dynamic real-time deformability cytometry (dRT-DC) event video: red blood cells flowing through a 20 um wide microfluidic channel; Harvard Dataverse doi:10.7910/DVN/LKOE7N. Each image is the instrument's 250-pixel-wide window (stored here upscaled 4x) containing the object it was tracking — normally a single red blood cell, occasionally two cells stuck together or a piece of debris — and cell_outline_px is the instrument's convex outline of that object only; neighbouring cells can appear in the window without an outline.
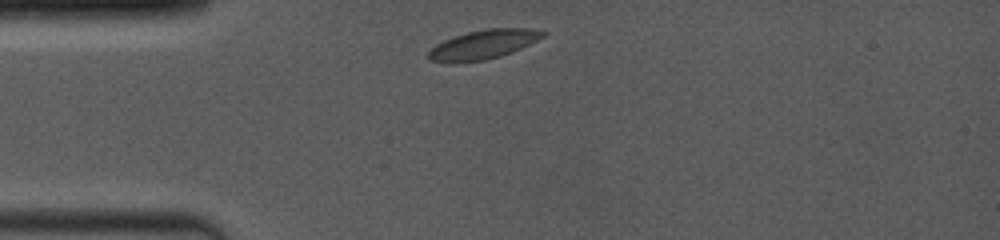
{"species": "common noctule bat (a hibernating species)", "species_latin": "Nyctalus noctula", "temperature_condition": "room temperature", "stored_images_in_passage": 30, "camera_frame_rate_fps": 4000, "um_per_image_px": 0.085, "animal": {"sex": "female", "body_mass_g": 19.0, "forearm_length_mm": 53.3}, "frame": {"image": 1, "passage_image": 1, "time_ms": 0.0, "image_size_px": [1000, 240], "cell_outline_px": [[548, 32], [544, 36], [512, 52], [500, 56], [484, 60], [460, 64], [448, 64], [428, 60], [428, 52], [436, 44], [452, 36], [468, 32], [488, 28], [532, 28]], "centroid_in_image_um": [41.02, 3.8], "position_along_channel_um": 44.0, "area_um2": 19.77}}
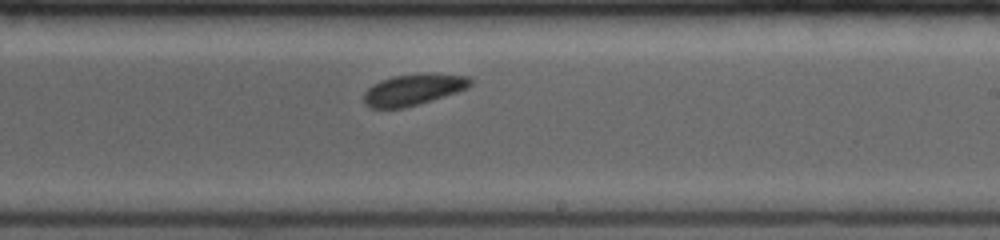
{"frame": {"image": 2, "passage_image": 18, "time_ms": 5.75, "image_size_px": [1000, 240], "cell_outline_px": [[472, 84], [468, 88], [456, 92], [404, 108], [372, 108], [364, 104], [364, 92], [372, 84], [380, 80], [392, 76], [468, 76], [472, 80]], "centroid_in_image_um": [35.04, 7.67], "position_along_channel_um": 254.0, "area_um2": 18.38}}
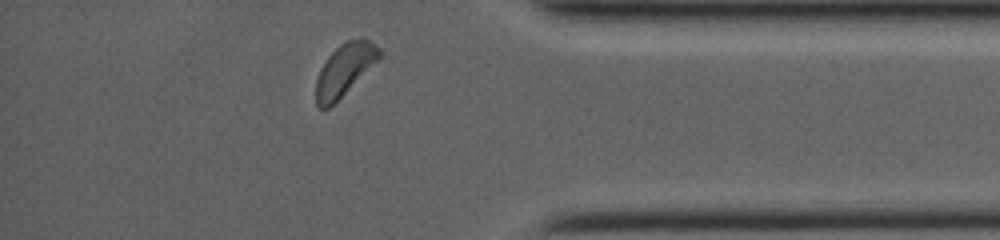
{"frame": {"image": 3, "passage_image": 30, "time_ms": 9.75, "image_size_px": [1000, 240], "cell_outline_px": [[384, 56], [380, 60], [328, 108], [320, 108], [316, 104], [316, 80], [320, 68], [328, 56], [340, 44], [348, 40], [368, 40], [376, 44], [380, 48]], "centroid_in_image_um": [29.32, 5.91], "position_along_channel_um": 405.9, "area_um2": 19.02}}